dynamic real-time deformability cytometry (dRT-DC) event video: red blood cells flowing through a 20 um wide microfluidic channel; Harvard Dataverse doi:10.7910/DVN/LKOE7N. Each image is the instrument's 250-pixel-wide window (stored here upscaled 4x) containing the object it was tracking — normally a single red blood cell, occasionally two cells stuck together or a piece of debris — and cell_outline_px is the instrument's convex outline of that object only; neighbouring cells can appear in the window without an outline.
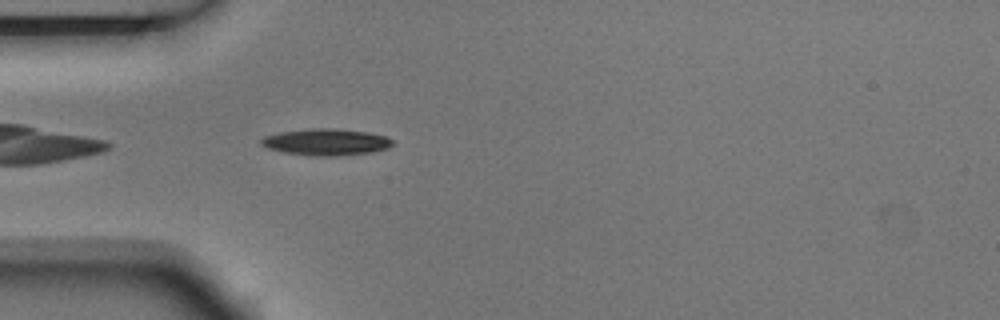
{"species": "Egyptian fruit bat (a non-hibernating species)", "species_latin": "Rousettus aegyptiacus", "temperature_condition": "room temperature", "stored_images_in_passage": 1, "camera_frame_rate_fps": 3000, "um_per_image_px": 0.085, "animal": {"sex": "male"}, "frame": {"image": 1, "passage_image": 1, "time_ms": 0.0, "image_size_px": [1000, 320], "cell_outline_px": [[392, 144], [388, 148], [372, 152], [336, 156], [316, 156], [284, 152], [268, 148], [260, 144], [260, 140], [264, 136], [280, 132], [312, 128], [332, 128], [368, 132], [384, 136], [392, 140]], "centroid_in_image_um": [27.7, 12.07], "position_along_channel_um": 57.3, "area_um2": 20.23}}